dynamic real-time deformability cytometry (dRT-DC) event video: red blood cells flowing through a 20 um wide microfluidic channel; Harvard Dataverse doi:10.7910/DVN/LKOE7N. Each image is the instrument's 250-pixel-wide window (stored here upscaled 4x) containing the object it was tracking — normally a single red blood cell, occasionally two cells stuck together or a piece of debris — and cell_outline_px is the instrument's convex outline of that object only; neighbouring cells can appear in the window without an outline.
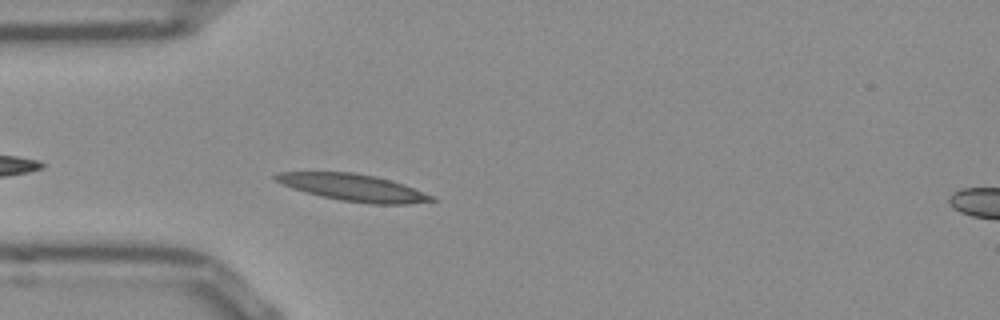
{"species": "Egyptian fruit bat (a non-hibernating species)", "species_latin": "Rousettus aegyptiacus", "temperature_condition": "room temperature", "stored_images_in_passage": 29, "camera_frame_rate_fps": 3000, "um_per_image_px": 0.085, "frame": {"image": 1, "passage_image": 4, "time_ms": 1.0, "image_size_px": [1000, 320], "cell_outline_px": [[436, 200], [408, 204], [372, 204], [340, 200], [304, 192], [280, 184], [272, 176], [280, 172], [352, 172], [376, 176], [404, 184], [436, 196]], "centroid_in_image_um": [30.05, 15.94], "position_along_channel_um": 54.9, "area_um2": 24.57}}
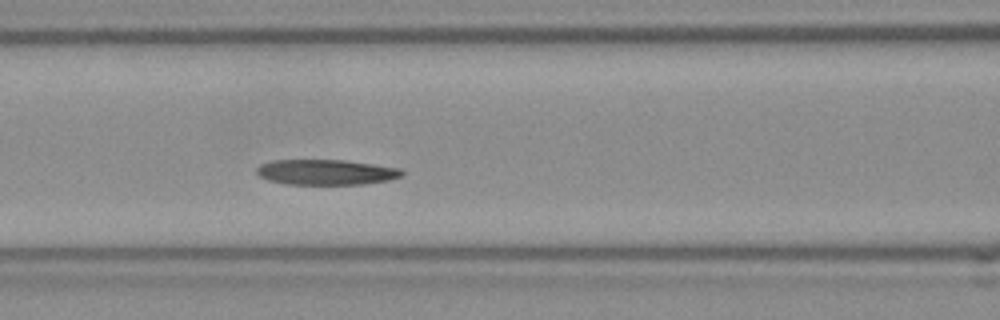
{"frame": {"image": 2, "passage_image": 11, "time_ms": 3.333, "image_size_px": [1000, 320], "cell_outline_px": [[404, 176], [388, 180], [364, 184], [284, 184], [268, 180], [260, 176], [256, 172], [256, 168], [260, 164], [272, 160], [344, 160], [400, 168], [404, 172]], "centroid_in_image_um": [27.71, 14.63], "position_along_channel_um": 138.9, "area_um2": 21.5}}
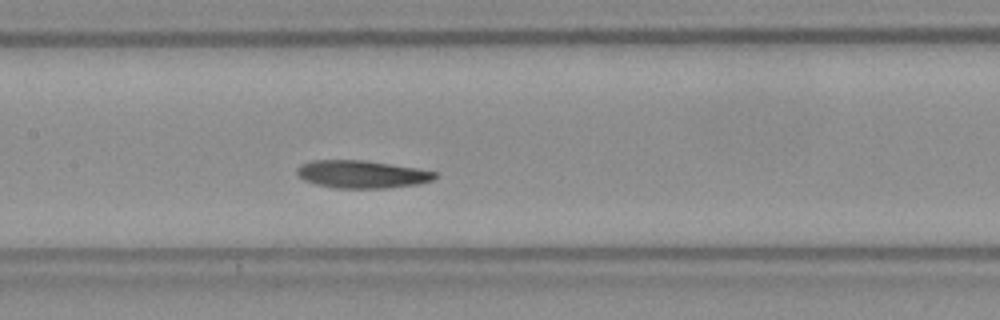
{"frame": {"image": 3, "passage_image": 14, "time_ms": 4.333, "image_size_px": [1000, 320], "cell_outline_px": [[436, 176], [432, 180], [416, 184], [388, 188], [336, 188], [316, 184], [304, 180], [296, 172], [296, 168], [300, 164], [312, 160], [364, 160], [416, 168], [436, 172]], "centroid_in_image_um": [30.71, 14.81], "position_along_channel_um": 176.7, "area_um2": 22.14}, "authors_computed_cell_mechanics": {"area_um2": 21.964, "velocity_mm_per_s": 3.7614, "shape_relaxation_time_tau1_ms": null, "shape_relaxation_time_tau2_ms": 5.8666, "deformation_change_tau1": null, "deformation_change_tau2": 0.1127}}